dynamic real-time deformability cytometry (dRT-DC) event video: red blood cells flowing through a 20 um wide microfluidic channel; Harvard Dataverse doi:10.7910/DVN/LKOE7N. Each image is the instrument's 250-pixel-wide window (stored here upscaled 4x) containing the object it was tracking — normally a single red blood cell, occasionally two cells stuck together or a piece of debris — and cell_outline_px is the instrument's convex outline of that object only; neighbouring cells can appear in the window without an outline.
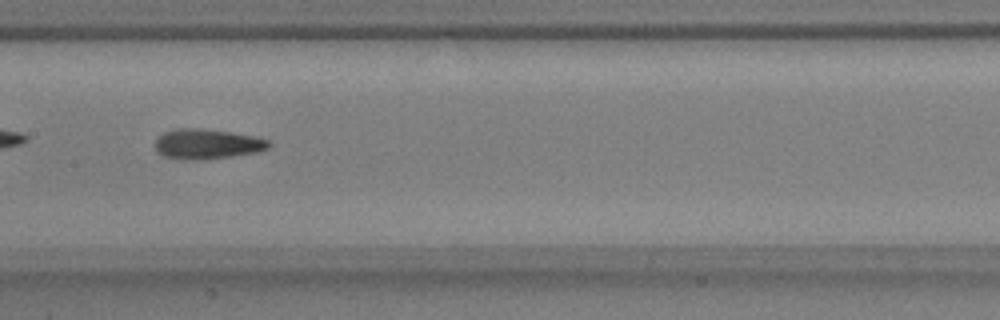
{"species": "common noctule bat (a hibernating species)", "species_latin": "Nyctalus noctula", "temperature_condition": "warm", "stored_images_in_passage": 37, "camera_frame_rate_fps": 3000, "um_per_image_px": 0.085, "animal": {"sex": "male", "body_mass_g": 17.9, "forearm_length_mm": 54.2}, "frame": {"image": 1, "passage_image": 11, "time_ms": 3.333, "image_size_px": [1000, 320], "cell_outline_px": [[272, 144], [268, 148], [260, 152], [232, 156], [200, 160], [180, 160], [164, 156], [156, 152], [156, 140], [164, 132], [180, 128], [196, 128], [228, 132], [252, 136], [268, 140]], "centroid_in_image_um": [17.6, 12.26], "position_along_channel_um": 189.8, "area_um2": 19.83}}
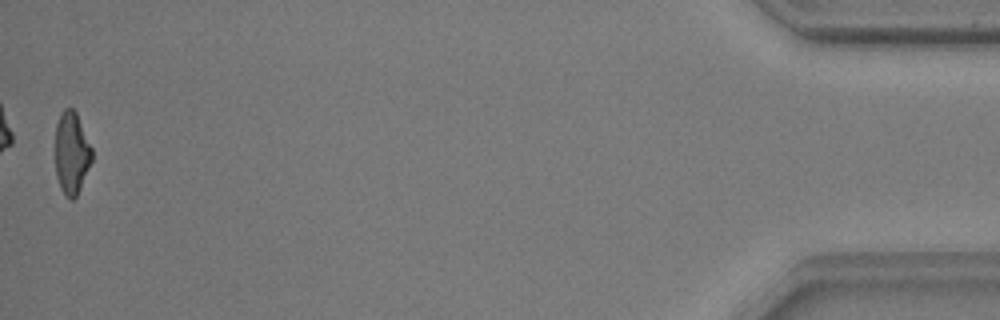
{"frame": {"image": 2, "passage_image": 37, "time_ms": 12.0, "image_size_px": [1000, 320], "cell_outline_px": [[92, 160], [80, 188], [76, 196], [72, 200], [60, 188], [56, 176], [56, 124], [60, 112], [64, 108], [72, 108], [76, 112], [92, 148]], "centroid_in_image_um": [6.08, 12.97], "position_along_channel_um": 429.1, "area_um2": 17.4}, "authors_computed_cell_mechanics": {"area_um2": 18.9584, "velocity_mm_per_s": 3.7554, "shape_relaxation_time_tau1_ms": 2.9849, "shape_relaxation_time_tau2_ms": 2.5643, "deformation_change_tau1": 0.1574, "deformation_change_tau2": 0.0908}}